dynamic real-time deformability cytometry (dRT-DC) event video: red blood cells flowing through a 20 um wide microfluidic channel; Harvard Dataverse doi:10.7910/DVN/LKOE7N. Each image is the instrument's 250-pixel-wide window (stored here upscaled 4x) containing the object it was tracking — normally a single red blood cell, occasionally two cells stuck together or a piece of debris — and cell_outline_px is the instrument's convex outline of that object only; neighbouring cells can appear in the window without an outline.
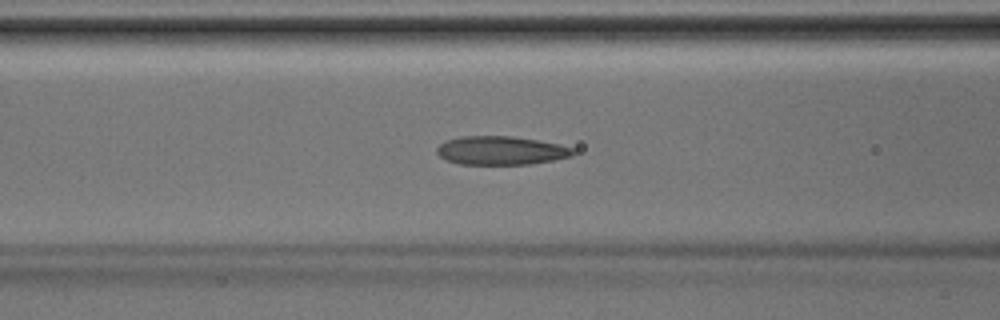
{"species": "Egyptian fruit bat (a non-hibernating species)", "species_latin": "Rousettus aegyptiacus", "temperature_condition": "room temperature", "stored_images_in_passage": 41, "camera_frame_rate_fps": 3000, "um_per_image_px": 0.085, "animal": {"sex": "male"}, "frame": {"image": 1, "passage_image": 16, "time_ms": 5.0, "image_size_px": [1000, 320], "cell_outline_px": [[576, 152], [572, 156], [552, 160], [528, 164], [460, 164], [448, 160], [440, 156], [436, 152], [436, 148], [444, 140], [460, 136], [512, 136], [560, 144], [576, 148]], "centroid_in_image_um": [42.59, 12.78], "position_along_channel_um": 124.0, "area_um2": 22.77}}
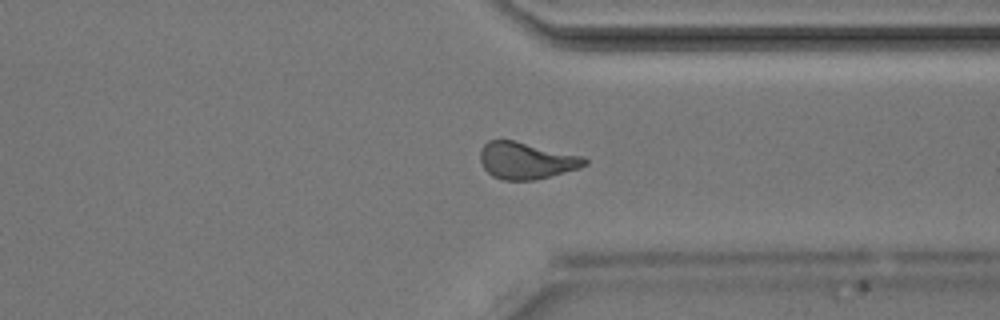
{"frame": {"image": 2, "passage_image": 31, "time_ms": 10.0, "image_size_px": [1000, 320], "cell_outline_px": [[588, 164], [580, 168], [532, 180], [504, 180], [492, 176], [484, 168], [480, 160], [480, 152], [484, 144], [488, 140], [512, 140], [584, 156], [588, 160]], "centroid_in_image_um": [44.74, 13.64], "position_along_channel_um": 366.7, "area_um2": 22.25}}
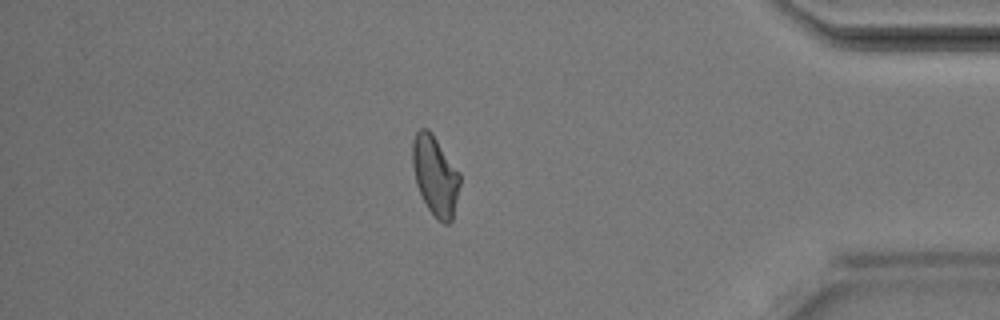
{"frame": {"image": 3, "passage_image": 35, "time_ms": 11.333, "image_size_px": [1000, 320], "cell_outline_px": [[460, 184], [452, 220], [448, 224], [444, 224], [436, 220], [428, 208], [416, 184], [412, 164], [412, 144], [416, 132], [420, 128], [428, 128], [432, 132], [460, 172]], "centroid_in_image_um": [37.0, 14.92], "position_along_channel_um": 398.2, "area_um2": 22.14}}